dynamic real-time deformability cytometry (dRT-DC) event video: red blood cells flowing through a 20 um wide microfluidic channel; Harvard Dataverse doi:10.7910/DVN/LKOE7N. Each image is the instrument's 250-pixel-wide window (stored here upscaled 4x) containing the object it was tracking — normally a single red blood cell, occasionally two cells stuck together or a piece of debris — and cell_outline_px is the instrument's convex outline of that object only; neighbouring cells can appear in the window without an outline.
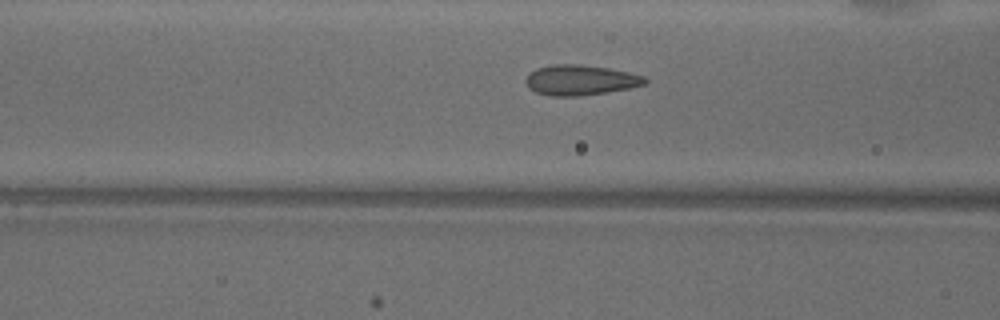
{"species": "common noctule bat (a hibernating species)", "species_latin": "Nyctalus noctula", "temperature_condition": "warm", "stored_images_in_passage": 28, "camera_frame_rate_fps": 3000, "um_per_image_px": 0.085, "animal": {"sex": "male", "body_mass_g": 18.8}, "frame": {"image": 1, "passage_image": 6, "time_ms": 1.667, "image_size_px": [1000, 320], "cell_outline_px": [[648, 84], [632, 88], [608, 92], [580, 96], [552, 96], [536, 92], [528, 88], [524, 80], [536, 68], [552, 64], [580, 64], [608, 68], [628, 72], [644, 76], [648, 80]], "centroid_in_image_um": [49.36, 6.81], "position_along_channel_um": 117.2, "area_um2": 21.21}}
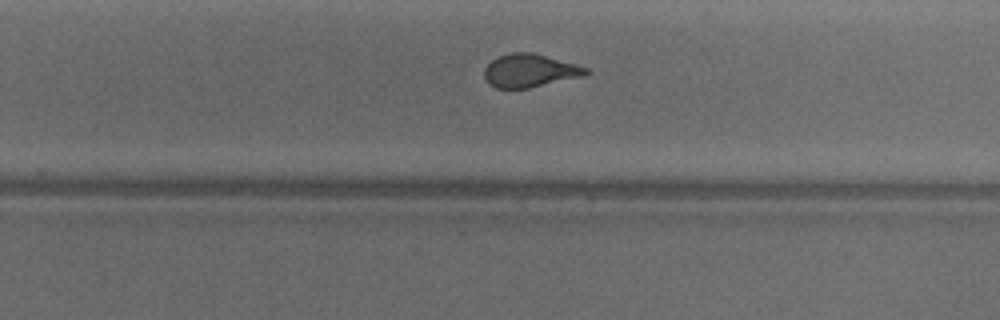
{"frame": {"image": 2, "passage_image": 19, "time_ms": 6.0, "image_size_px": [1000, 320], "cell_outline_px": [[588, 72], [580, 76], [528, 88], [496, 88], [488, 84], [484, 76], [484, 68], [492, 60], [500, 56], [512, 52], [532, 52], [576, 64], [588, 68]], "centroid_in_image_um": [44.97, 6.0], "position_along_channel_um": 284.8, "area_um2": 19.31}}
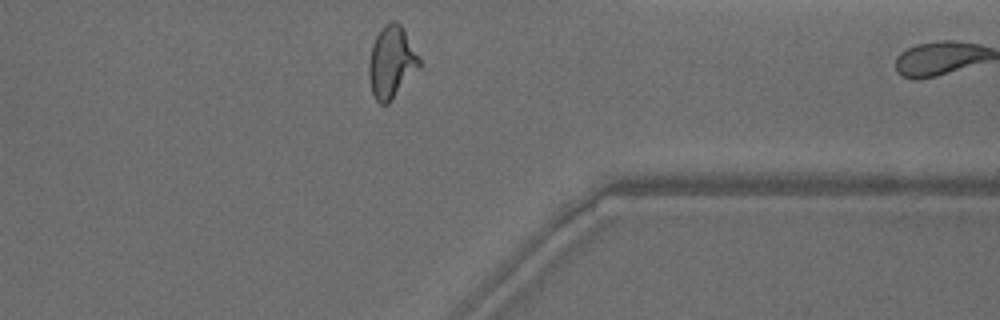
{"frame": {"image": 3, "passage_image": 27, "time_ms": 8.667, "image_size_px": [1000, 320], "cell_outline_px": [[420, 68], [388, 104], [380, 104], [376, 100], [372, 92], [368, 76], [368, 64], [372, 44], [380, 28], [384, 24], [392, 20], [396, 20], [404, 28], [420, 60]], "centroid_in_image_um": [33.26, 5.27], "position_along_channel_um": 378.1, "area_um2": 21.33}}